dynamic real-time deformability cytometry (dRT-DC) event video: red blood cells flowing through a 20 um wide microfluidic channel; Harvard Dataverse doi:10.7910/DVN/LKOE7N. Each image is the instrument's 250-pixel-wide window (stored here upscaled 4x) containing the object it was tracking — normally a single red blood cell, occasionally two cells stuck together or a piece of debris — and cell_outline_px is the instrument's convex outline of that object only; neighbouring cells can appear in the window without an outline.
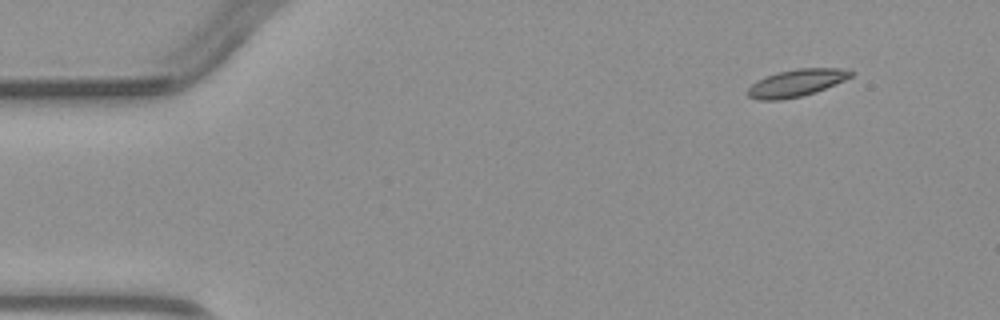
{"species": "common noctule bat (a hibernating species)", "species_latin": "Nyctalus noctula", "temperature_condition": "warm", "stored_images_in_passage": 5, "camera_frame_rate_fps": 3000, "um_per_image_px": 0.085, "animal": {"sex": "male", "body_mass_g": 23.1, "forearm_length_mm": 52.7}, "frame": {"image": 1, "passage_image": 1, "time_ms": 0.0, "image_size_px": [1000, 320], "cell_outline_px": [[852, 76], [844, 80], [816, 92], [800, 96], [780, 100], [756, 100], [748, 96], [748, 88], [752, 84], [776, 72], [800, 68], [840, 68], [852, 72]], "centroid_in_image_um": [67.68, 7.05], "position_along_channel_um": 17.3, "area_um2": 16.07}}
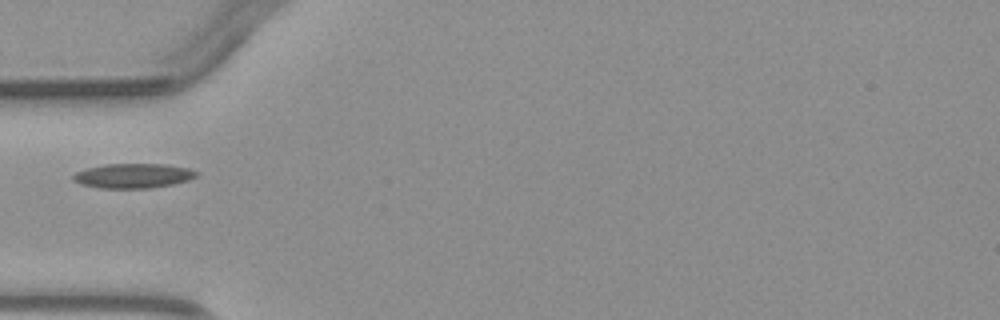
{"frame": {"image": 2, "passage_image": 4, "time_ms": 3.667, "image_size_px": [1000, 320], "cell_outline_px": [[200, 176], [188, 180], [172, 184], [148, 188], [100, 188], [80, 184], [72, 180], [72, 176], [76, 172], [88, 168], [104, 164], [164, 164], [188, 168], [200, 172]], "centroid_in_image_um": [11.34, 14.94], "position_along_channel_um": 73.7, "area_um2": 17.74}}
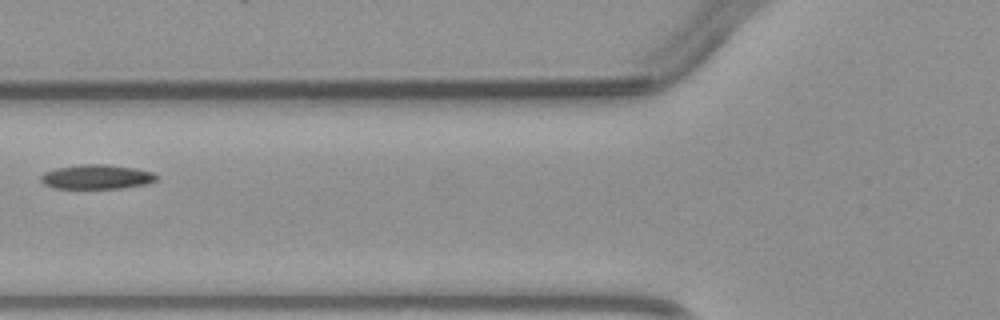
{"frame": {"image": 3, "passage_image": 5, "time_ms": 4.667, "image_size_px": [1000, 320], "cell_outline_px": [[160, 176], [156, 180], [148, 184], [120, 188], [52, 188], [44, 184], [40, 180], [40, 176], [44, 172], [56, 168], [84, 164], [108, 164], [136, 168], [152, 172]], "centroid_in_image_um": [8.24, 15.03], "position_along_channel_um": 117.6, "area_um2": 16.59}}